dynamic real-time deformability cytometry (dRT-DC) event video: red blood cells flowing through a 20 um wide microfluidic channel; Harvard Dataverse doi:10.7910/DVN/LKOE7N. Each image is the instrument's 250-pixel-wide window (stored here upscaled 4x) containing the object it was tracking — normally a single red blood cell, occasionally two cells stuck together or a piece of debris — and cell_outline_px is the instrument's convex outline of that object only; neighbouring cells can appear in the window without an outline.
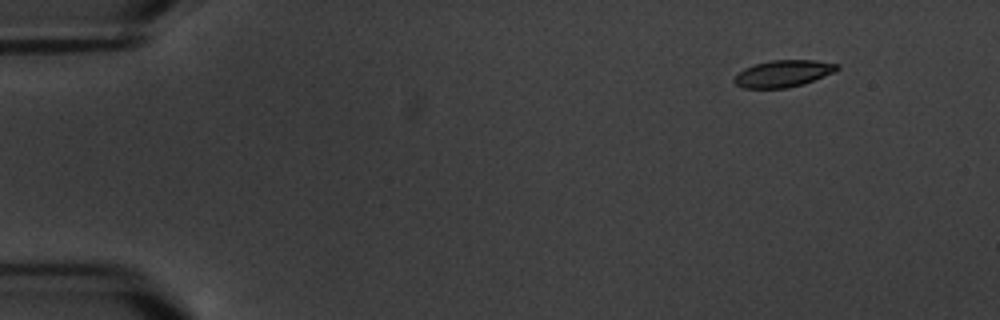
{"species": "common noctule bat (a hibernating species)", "species_latin": "Nyctalus noctula", "temperature_condition": "warm", "stored_images_in_passage": 6, "camera_frame_rate_fps": 3000, "um_per_image_px": 0.085, "animal": {"sex": "male", "body_mass_g": 20.1, "forearm_length_mm": 53.5}, "frame": {"image": 1, "passage_image": 6, "time_ms": 7.333, "image_size_px": [1000, 320], "cell_outline_px": [[840, 68], [832, 72], [804, 84], [788, 88], [744, 88], [736, 84], [732, 80], [744, 68], [756, 64], [772, 60], [816, 60], [840, 64]], "centroid_in_image_um": [66.58, 6.25], "position_along_channel_um": 18.4, "area_um2": 15.95}}